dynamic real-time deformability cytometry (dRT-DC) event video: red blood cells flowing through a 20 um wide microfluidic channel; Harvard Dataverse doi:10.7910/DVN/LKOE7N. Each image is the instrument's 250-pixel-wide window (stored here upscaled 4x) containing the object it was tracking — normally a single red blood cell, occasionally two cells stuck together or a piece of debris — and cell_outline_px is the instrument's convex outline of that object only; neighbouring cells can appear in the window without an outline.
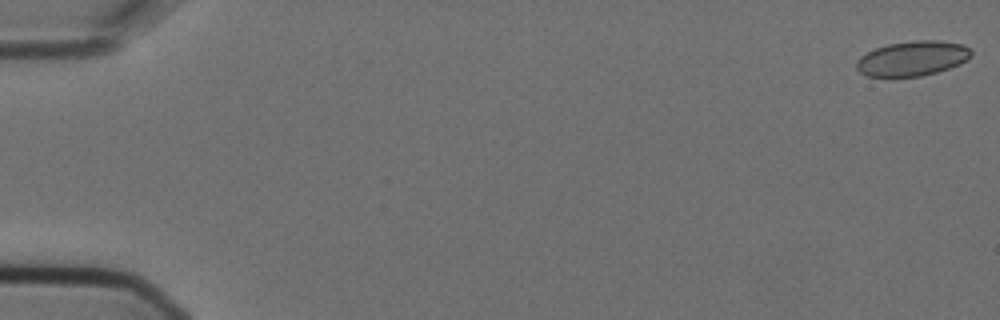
{"species": "Egyptian fruit bat (a non-hibernating species)", "species_latin": "Rousettus aegyptiacus", "temperature_condition": "cold", "stored_images_in_passage": 7, "camera_frame_rate_fps": 3000, "um_per_image_px": 0.085, "animal": {"sex": "female"}, "frame": {"image": 1, "passage_image": 1, "time_ms": 0.0, "image_size_px": [1000, 320], "cell_outline_px": [[972, 56], [968, 60], [960, 64], [936, 72], [920, 76], [868, 76], [860, 72], [856, 68], [856, 64], [860, 56], [876, 48], [888, 44], [916, 40], [936, 40], [964, 44], [972, 52]], "centroid_in_image_um": [77.59, 4.96], "position_along_channel_um": 7.4, "area_um2": 23.18}}
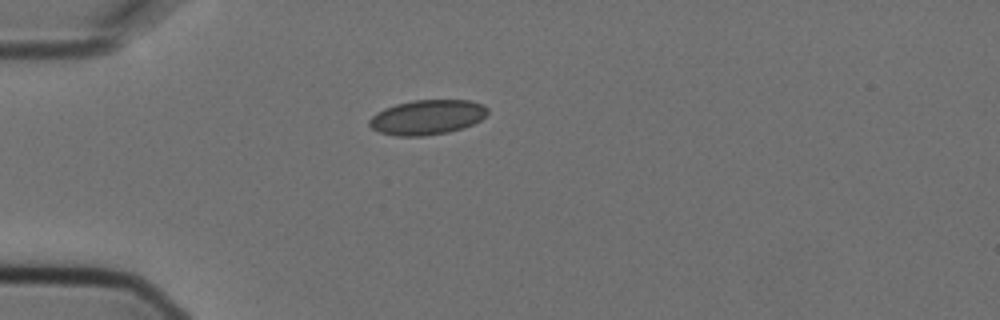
{"frame": {"image": 2, "passage_image": 5, "time_ms": 1.333, "image_size_px": [1000, 320], "cell_outline_px": [[488, 112], [480, 120], [464, 128], [448, 132], [424, 136], [396, 136], [380, 132], [372, 128], [368, 124], [368, 120], [376, 112], [384, 108], [396, 104], [412, 100], [468, 100], [484, 104], [488, 108]], "centroid_in_image_um": [36.3, 9.96], "position_along_channel_um": 48.7, "area_um2": 24.1}}
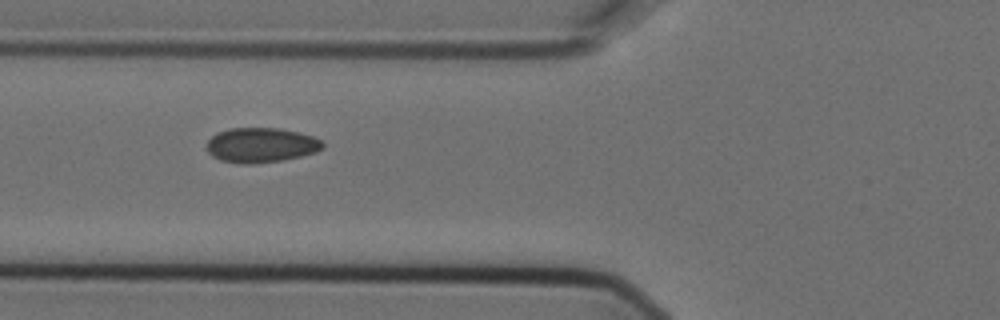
{"frame": {"image": 3, "passage_image": 7, "time_ms": 2.0, "image_size_px": [1000, 320], "cell_outline_px": [[324, 148], [316, 152], [300, 156], [280, 160], [252, 164], [240, 164], [220, 160], [212, 156], [208, 152], [204, 144], [216, 132], [228, 128], [280, 128], [300, 132], [312, 136], [320, 140], [324, 144]], "centroid_in_image_um": [22.15, 12.33], "position_along_channel_um": 103.7, "area_um2": 23.76}}